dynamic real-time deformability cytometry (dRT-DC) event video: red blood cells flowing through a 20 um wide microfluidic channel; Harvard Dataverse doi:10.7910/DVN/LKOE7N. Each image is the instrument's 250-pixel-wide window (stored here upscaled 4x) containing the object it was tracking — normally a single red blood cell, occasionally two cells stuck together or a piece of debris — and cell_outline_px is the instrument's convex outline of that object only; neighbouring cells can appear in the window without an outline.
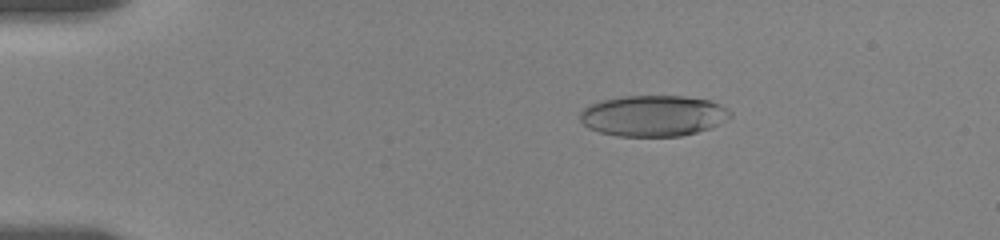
{"species": "human", "species_latin": "Homo sapiens", "temperature_condition": "room temperature", "stored_images_in_passage": 58, "camera_frame_rate_fps": 3000, "um_per_image_px": 0.085, "donor": {"sex": "female"}, "frame": {"image": 1, "passage_image": 11, "time_ms": 3.333, "image_size_px": [1000, 240], "cell_outline_px": [[732, 116], [720, 124], [712, 128], [680, 136], [616, 136], [600, 132], [588, 128], [580, 120], [580, 112], [588, 104], [600, 100], [624, 96], [684, 96], [708, 100], [720, 104], [732, 112]], "centroid_in_image_um": [55.53, 9.84], "position_along_channel_um": 29.5, "area_um2": 36.13}}
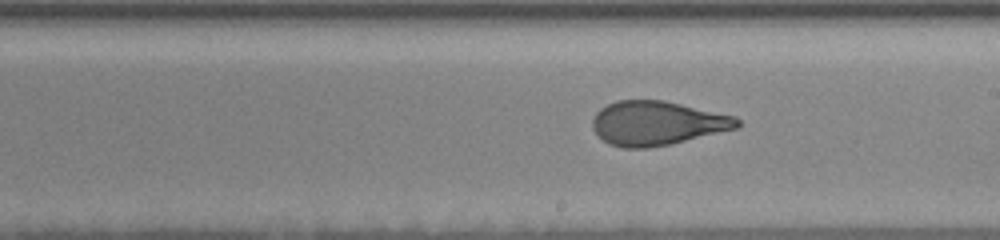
{"frame": {"image": 2, "passage_image": 34, "time_ms": 11.0, "image_size_px": [1000, 240], "cell_outline_px": [[740, 124], [736, 128], [668, 144], [648, 148], [624, 148], [608, 144], [592, 128], [592, 120], [596, 112], [600, 108], [616, 100], [664, 100], [736, 116], [740, 120]], "centroid_in_image_um": [55.82, 10.46], "position_along_channel_um": 233.2, "area_um2": 36.99}}
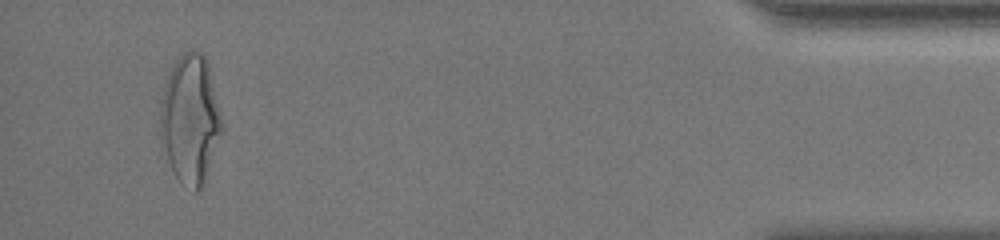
{"frame": {"image": 3, "passage_image": 55, "time_ms": 18.0, "image_size_px": [1000, 240], "cell_outline_px": [[220, 132], [204, 188], [196, 192], [180, 180], [176, 176], [168, 160], [160, 120], [160, 100], [168, 76], [176, 60], [184, 52], [192, 48], [200, 52], [208, 60], [220, 116]], "centroid_in_image_um": [16.18, 10.1], "position_along_channel_um": 419.0, "area_um2": 45.03}, "authors_computed_cell_mechanics": {"area_um2": 37.7434, "velocity_mm_per_s": 3.5491, "shape_relaxation_time_tau1_ms": 5.8538, "shape_relaxation_time_tau2_ms": 0.9393, "deformation_change_tau1": 0.2264, "deformation_change_tau2": 0.0849}}